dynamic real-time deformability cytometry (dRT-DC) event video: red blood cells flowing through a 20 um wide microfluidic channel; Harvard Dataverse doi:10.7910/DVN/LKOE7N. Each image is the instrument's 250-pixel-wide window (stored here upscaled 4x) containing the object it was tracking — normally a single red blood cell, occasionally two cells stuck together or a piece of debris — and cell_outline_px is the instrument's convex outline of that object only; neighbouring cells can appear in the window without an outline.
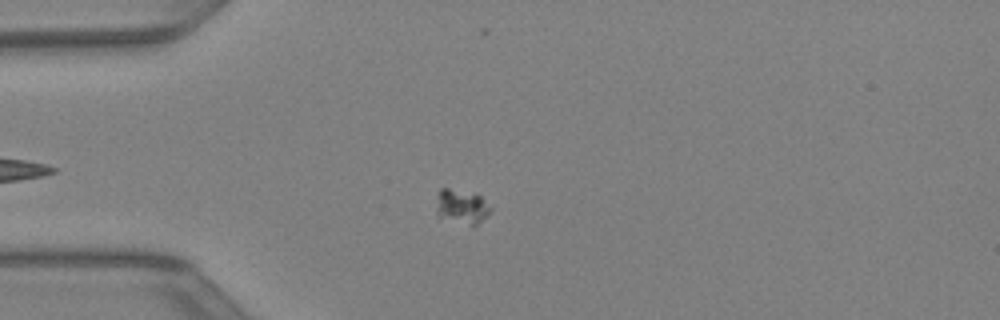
{"species": "Egyptian fruit bat (a non-hibernating species)", "species_latin": "Rousettus aegyptiacus", "temperature_condition": "warm", "stored_images_in_passage": 37, "camera_frame_rate_fps": 3000, "um_per_image_px": 0.085, "animal": {"sex": "female"}, "frame": {"image": 1, "passage_image": 5, "time_ms": 1.333, "image_size_px": [1000, 320], "cell_outline_px": [[492, 208], [472, 228], [436, 216], [436, 208], [440, 188], [448, 188], [476, 192]], "centroid_in_image_um": [39.21, 17.57], "position_along_channel_um": 45.8, "area_um2": 11.1}}
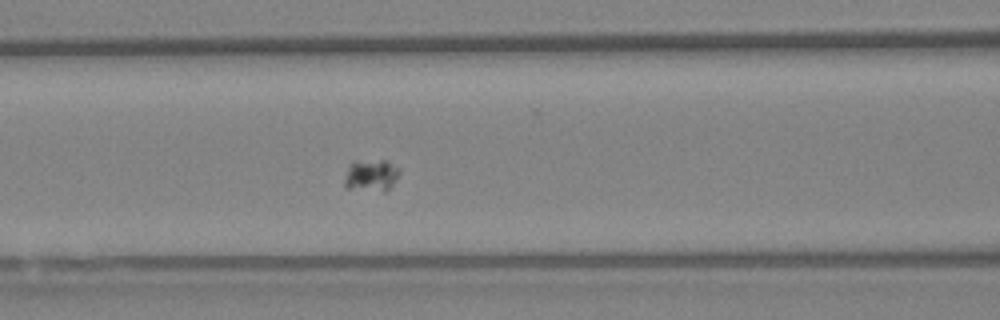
{"frame": {"image": 2, "passage_image": 12, "time_ms": 3.667, "image_size_px": [1000, 320], "cell_outline_px": [[400, 172], [392, 184], [384, 192], [348, 188], [344, 184], [344, 180], [348, 168], [352, 160], [388, 160], [400, 168]], "centroid_in_image_um": [31.55, 14.88], "position_along_channel_um": 135.0, "area_um2": 10.35}}